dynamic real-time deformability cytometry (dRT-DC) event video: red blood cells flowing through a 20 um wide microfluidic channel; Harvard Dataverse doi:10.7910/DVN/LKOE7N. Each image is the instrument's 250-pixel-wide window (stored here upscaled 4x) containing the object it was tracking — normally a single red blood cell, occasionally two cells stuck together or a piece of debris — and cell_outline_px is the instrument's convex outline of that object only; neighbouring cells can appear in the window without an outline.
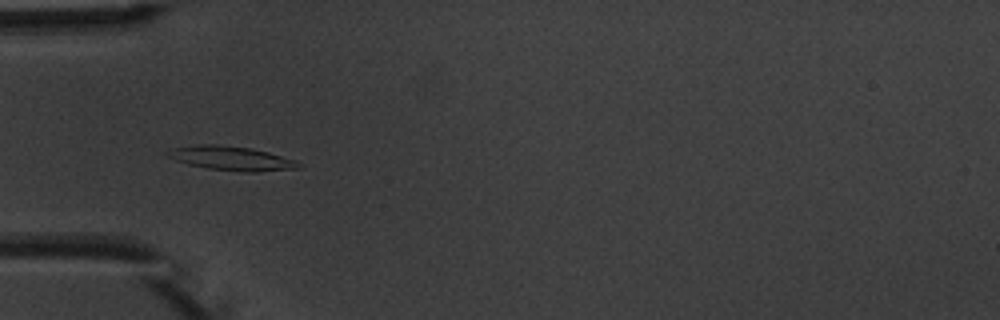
{"species": "common noctule bat (a hibernating species)", "species_latin": "Nyctalus noctula", "temperature_condition": "warm", "stored_images_in_passage": 7, "camera_frame_rate_fps": 3000, "um_per_image_px": 0.085, "animal": {"sex": "male", "body_mass_g": 20.1, "forearm_length_mm": 53.5}, "frame": {"image": 1, "passage_image": 6, "time_ms": 5.667, "image_size_px": [1000, 320], "cell_outline_px": [[300, 168], [256, 172], [244, 172], [208, 168], [188, 164], [176, 160], [168, 156], [164, 152], [176, 148], [200, 144], [216, 144], [248, 148], [268, 152], [296, 160], [300, 164]], "centroid_in_image_um": [19.69, 13.46], "position_along_channel_um": 65.3, "area_um2": 18.15}}